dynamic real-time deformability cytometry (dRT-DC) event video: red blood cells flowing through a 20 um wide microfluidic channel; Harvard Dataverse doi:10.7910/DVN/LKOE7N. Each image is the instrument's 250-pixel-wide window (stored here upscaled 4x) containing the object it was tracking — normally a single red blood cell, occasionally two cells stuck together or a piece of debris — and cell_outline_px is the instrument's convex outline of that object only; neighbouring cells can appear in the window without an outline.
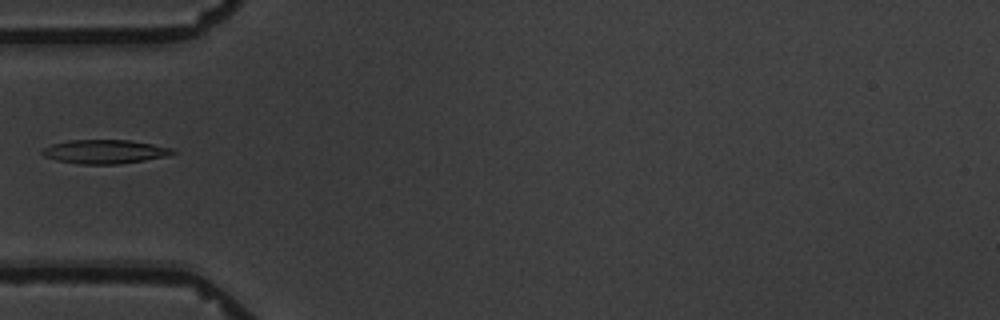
{"species": "common noctule bat (a hibernating species)", "species_latin": "Nyctalus noctula", "temperature_condition": "warm", "stored_images_in_passage": 11, "camera_frame_rate_fps": 3000, "um_per_image_px": 0.085, "animal": {"sex": "male", "body_mass_g": 19.5, "forearm_length_mm": 54.6}, "frame": {"image": 1, "passage_image": 3, "time_ms": 3.333, "image_size_px": [1000, 320], "cell_outline_px": [[176, 152], [164, 156], [144, 160], [120, 164], [80, 164], [56, 160], [44, 156], [40, 152], [44, 148], [52, 144], [68, 140], [128, 140], [152, 144], [172, 148]], "centroid_in_image_um": [8.86, 12.89], "position_along_channel_um": 76.1, "area_um2": 17.98}}
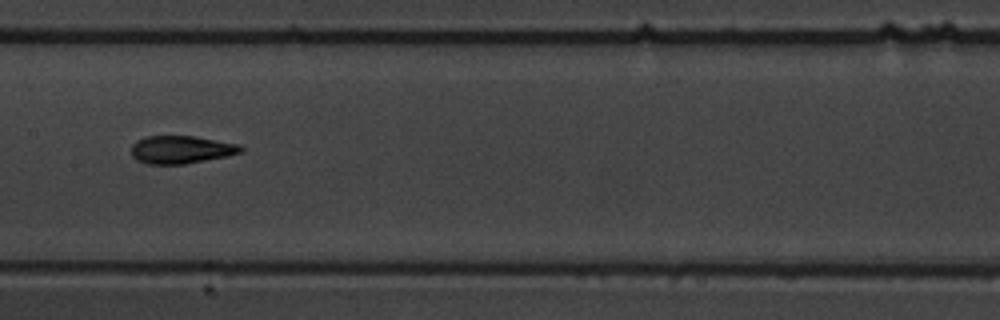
{"frame": {"image": 2, "passage_image": 6, "time_ms": 6.667, "image_size_px": [1000, 320], "cell_outline_px": [[244, 152], [228, 156], [184, 164], [148, 164], [136, 160], [132, 156], [132, 144], [136, 140], [144, 136], [196, 136], [240, 144], [244, 148]], "centroid_in_image_um": [15.42, 12.71], "position_along_channel_um": 192.0, "area_um2": 18.03}}
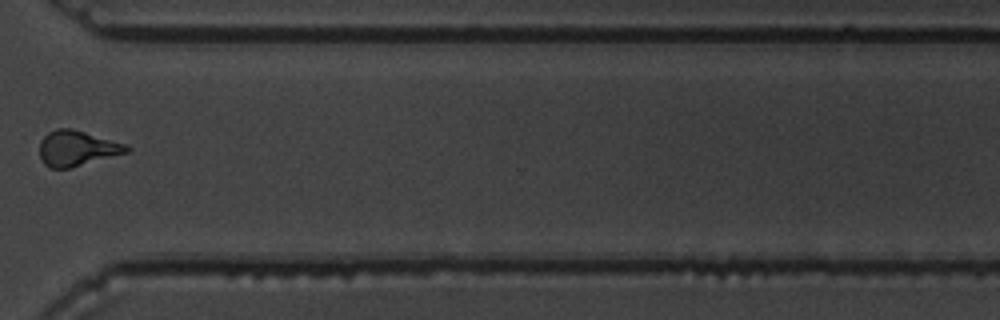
{"frame": {"image": 3, "passage_image": 10, "time_ms": 11.667, "image_size_px": [1000, 320], "cell_outline_px": [[132, 148], [128, 152], [68, 168], [52, 168], [44, 164], [40, 160], [40, 140], [48, 132], [56, 128], [72, 128], [128, 144]], "centroid_in_image_um": [6.55, 12.58], "position_along_channel_um": 364.1, "area_um2": 17.98}, "authors_computed_cell_mechanics": {"area_um2": 17.9758, "velocity_mm_per_s": 3.4464, "shape_relaxation_time_tau1_ms": 9.3539, "shape_relaxation_time_tau2_ms": 3.9702, "deformation_change_tau1": 0.2573, "deformation_change_tau2": 0.1272}}